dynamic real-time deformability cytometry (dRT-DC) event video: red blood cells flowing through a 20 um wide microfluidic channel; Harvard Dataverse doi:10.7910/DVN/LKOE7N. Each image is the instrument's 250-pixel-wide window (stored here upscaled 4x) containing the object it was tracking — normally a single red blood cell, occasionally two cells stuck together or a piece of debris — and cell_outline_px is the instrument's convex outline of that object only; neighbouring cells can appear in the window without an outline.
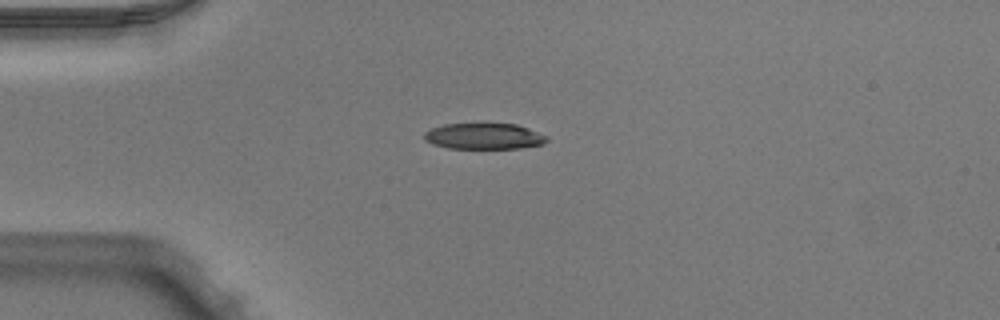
{"species": "Egyptian fruit bat (a non-hibernating species)", "species_latin": "Rousettus aegyptiacus", "temperature_condition": "warm", "stored_images_in_passage": 34, "camera_frame_rate_fps": 3000, "um_per_image_px": 0.085, "animal": {"sex": "male"}, "frame": {"image": 1, "passage_image": 1, "time_ms": 0.0, "image_size_px": [1000, 320], "cell_outline_px": [[548, 140], [544, 144], [520, 148], [448, 148], [432, 144], [424, 140], [424, 132], [432, 128], [444, 124], [516, 124], [528, 128], [548, 136]], "centroid_in_image_um": [41.15, 11.58], "position_along_channel_um": 43.9, "area_um2": 18.55}}
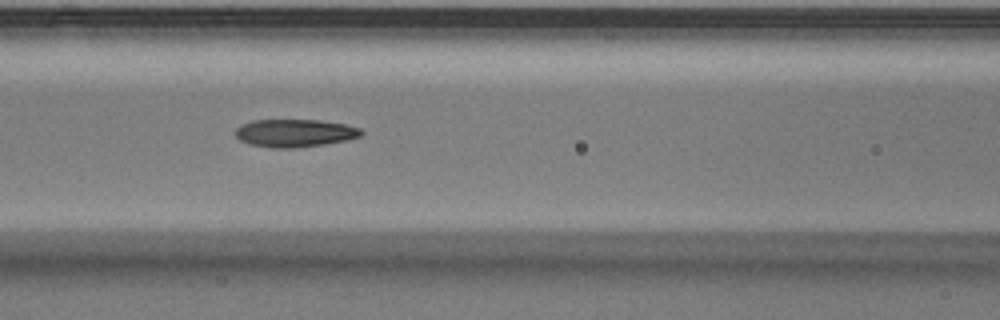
{"frame": {"image": 2, "passage_image": 10, "time_ms": 3.0, "image_size_px": [1000, 320], "cell_outline_px": [[364, 132], [360, 136], [348, 140], [324, 144], [292, 148], [272, 148], [248, 144], [240, 140], [236, 136], [236, 128], [240, 124], [252, 120], [320, 120], [344, 124], [360, 128]], "centroid_in_image_um": [25.04, 11.31], "position_along_channel_um": 141.6, "area_um2": 20.46}}
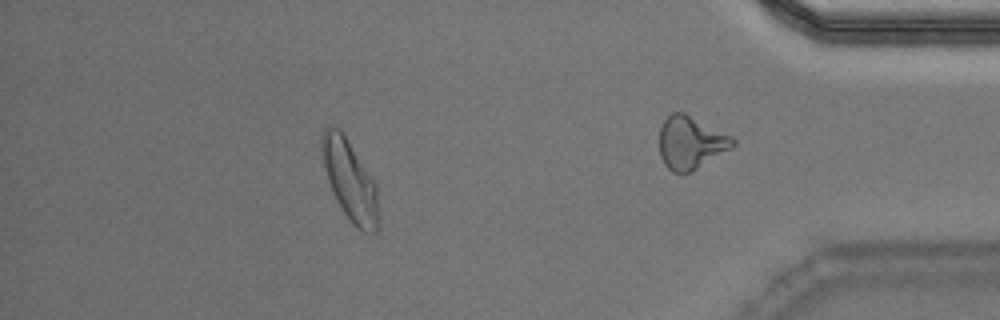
{"frame": {"image": 3, "passage_image": 28, "time_ms": 9.0, "image_size_px": [1000, 320], "cell_outline_px": [[380, 228], [372, 236], [356, 228], [352, 224], [336, 200], [328, 180], [320, 148], [320, 140], [324, 128], [332, 124], [340, 128], [344, 132], [376, 184], [380, 216]], "centroid_in_image_um": [29.77, 15.35], "position_along_channel_um": 405.4, "area_um2": 27.22}, "authors_computed_cell_mechanics": {"area_um2": 20.6924, "velocity_mm_per_s": 3.9804, "shape_relaxation_time_tau1_ms": null, "shape_relaxation_time_tau2_ms": 4.4393, "deformation_change_tau1": null, "deformation_change_tau2": 0.153}}